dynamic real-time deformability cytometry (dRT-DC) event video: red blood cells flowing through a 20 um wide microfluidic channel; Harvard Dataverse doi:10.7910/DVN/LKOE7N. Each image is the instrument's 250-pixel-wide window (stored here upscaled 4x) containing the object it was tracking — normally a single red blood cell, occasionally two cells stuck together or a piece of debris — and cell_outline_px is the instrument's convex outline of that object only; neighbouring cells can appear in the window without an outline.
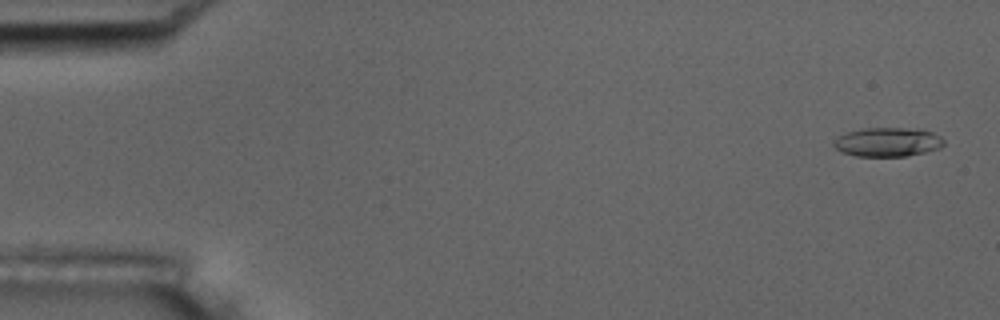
{"species": "common noctule bat (a hibernating species)", "species_latin": "Nyctalus noctula", "temperature_condition": "room temperature", "stored_images_in_passage": 56, "camera_frame_rate_fps": 3000, "um_per_image_px": 0.085, "animal": {"sex": "male", "body_mass_g": 17.5, "forearm_length_mm": 52.3}, "frame": {"image": 1, "passage_image": 2, "time_ms": 0.333, "image_size_px": [1000, 320], "cell_outline_px": [[944, 144], [940, 148], [908, 156], [856, 156], [840, 152], [832, 144], [840, 136], [848, 132], [864, 128], [920, 128], [932, 132], [940, 136], [944, 140]], "centroid_in_image_um": [75.48, 12.07], "position_along_channel_um": 9.5, "area_um2": 18.67}}
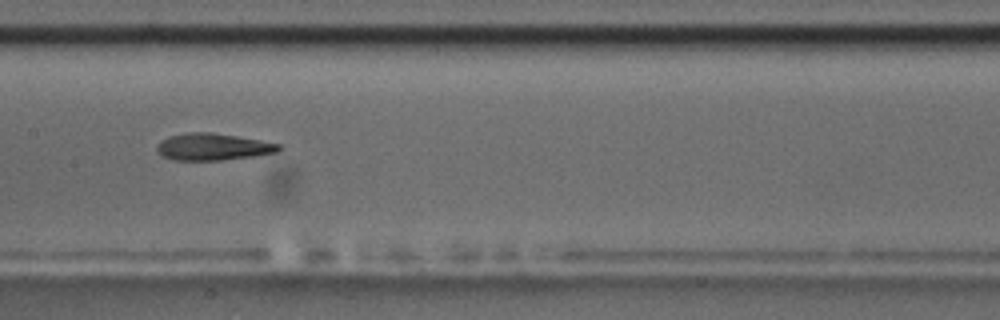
{"frame": {"image": 2, "passage_image": 28, "time_ms": 9.0, "image_size_px": [1000, 320], "cell_outline_px": [[284, 148], [276, 152], [256, 156], [220, 160], [176, 160], [160, 156], [156, 148], [156, 144], [160, 140], [168, 136], [188, 132], [212, 132], [260, 140], [280, 144]], "centroid_in_image_um": [18.07, 12.48], "position_along_channel_um": 189.3, "area_um2": 19.31}}
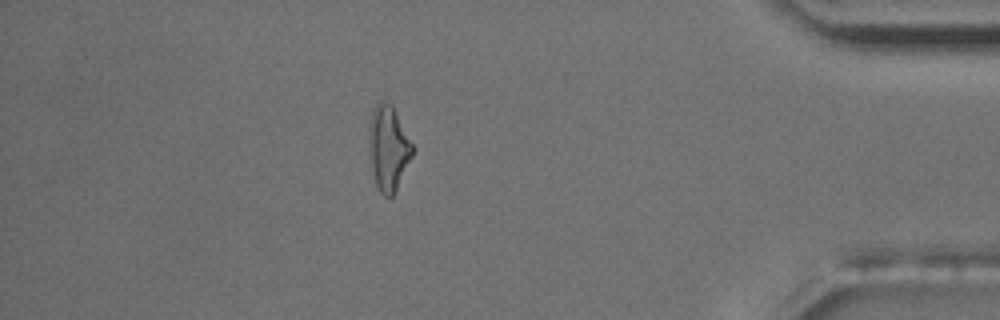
{"frame": {"image": 3, "passage_image": 49, "time_ms": 16.0, "image_size_px": [1000, 320], "cell_outline_px": [[412, 156], [392, 196], [388, 200], [376, 188], [368, 148], [368, 124], [372, 112], [376, 104], [380, 100], [384, 100], [392, 104], [412, 144]], "centroid_in_image_um": [32.96, 12.57], "position_along_channel_um": 402.2, "area_um2": 21.5}, "authors_computed_cell_mechanics": {"area_um2": 19.1607, "velocity_mm_per_s": 3.6235, "shape_relaxation_time_tau1_ms": null, "shape_relaxation_time_tau2_ms": 4.8944, "deformation_change_tau1": null, "deformation_change_tau2": 0.1642}}